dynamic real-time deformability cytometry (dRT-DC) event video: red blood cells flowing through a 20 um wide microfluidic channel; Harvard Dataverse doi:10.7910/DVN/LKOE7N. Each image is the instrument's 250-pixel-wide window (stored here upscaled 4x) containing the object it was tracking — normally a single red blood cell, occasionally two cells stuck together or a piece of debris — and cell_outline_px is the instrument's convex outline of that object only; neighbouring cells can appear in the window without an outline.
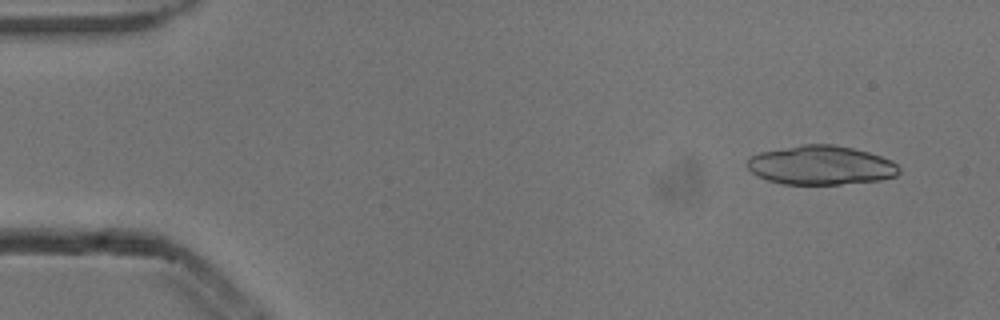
{"species": "common noctule bat (a hibernating species)", "species_latin": "Nyctalus noctula", "temperature_condition": "cold", "stored_images_in_passage": 8, "camera_frame_rate_fps": 3000, "um_per_image_px": 0.085, "animal": {"sex": "male", "body_mass_g": 13.3}, "frame": {"image": 1, "passage_image": 4, "time_ms": 1.0, "image_size_px": [1000, 320], "cell_outline_px": [[900, 172], [896, 176], [880, 180], [840, 184], [784, 184], [768, 180], [752, 172], [748, 168], [748, 160], [752, 156], [760, 152], [804, 144], [832, 144], [852, 148], [868, 152], [892, 160], [900, 168]], "centroid_in_image_um": [69.81, 14.04], "position_along_channel_um": 15.2, "area_um2": 34.33}}